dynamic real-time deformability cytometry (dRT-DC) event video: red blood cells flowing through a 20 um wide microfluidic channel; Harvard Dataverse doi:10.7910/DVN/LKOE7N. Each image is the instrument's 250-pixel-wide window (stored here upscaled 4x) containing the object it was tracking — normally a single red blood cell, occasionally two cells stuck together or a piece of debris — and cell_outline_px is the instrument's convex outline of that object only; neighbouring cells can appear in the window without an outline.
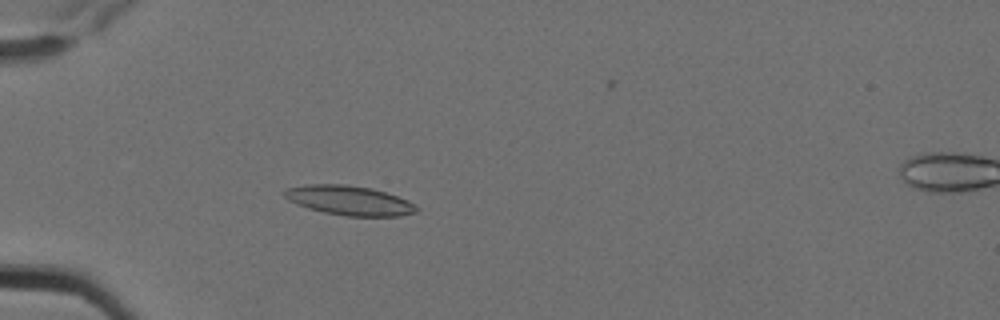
{"species": "Egyptian fruit bat (a non-hibernating species)", "species_latin": "Rousettus aegyptiacus", "temperature_condition": "cold", "stored_images_in_passage": 6, "camera_frame_rate_fps": 3000, "um_per_image_px": 0.085, "animal": {"sex": "female"}, "frame": {"image": 1, "passage_image": 4, "time_ms": 1.0, "image_size_px": [1000, 320], "cell_outline_px": [[420, 208], [416, 212], [400, 216], [348, 216], [324, 212], [308, 208], [296, 204], [288, 200], [280, 192], [288, 188], [308, 184], [348, 184], [372, 188], [408, 200], [416, 204]], "centroid_in_image_um": [29.69, 17.03], "position_along_channel_um": 55.3, "area_um2": 22.83}}